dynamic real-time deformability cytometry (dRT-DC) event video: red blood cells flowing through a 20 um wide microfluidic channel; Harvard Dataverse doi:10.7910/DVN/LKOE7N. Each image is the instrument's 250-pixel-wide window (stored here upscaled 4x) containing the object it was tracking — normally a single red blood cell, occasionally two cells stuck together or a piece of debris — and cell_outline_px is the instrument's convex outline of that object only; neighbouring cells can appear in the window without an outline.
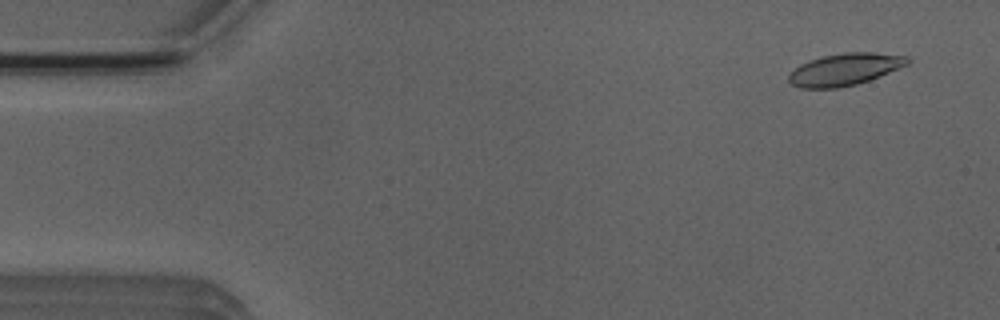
{"species": "Egyptian fruit bat (a non-hibernating species)", "species_latin": "Rousettus aegyptiacus", "temperature_condition": "room temperature", "stored_images_in_passage": 5, "camera_frame_rate_fps": 3000, "um_per_image_px": 0.085, "animal": {"sex": "male"}, "frame": {"image": 1, "passage_image": 1, "time_ms": 0.0, "image_size_px": [1000, 320], "cell_outline_px": [[912, 60], [908, 64], [868, 80], [856, 84], [836, 88], [800, 88], [792, 84], [788, 80], [788, 76], [800, 64], [808, 60], [824, 56], [844, 52], [872, 52], [908, 56]], "centroid_in_image_um": [71.8, 5.89], "position_along_channel_um": 13.2, "area_um2": 21.96}}